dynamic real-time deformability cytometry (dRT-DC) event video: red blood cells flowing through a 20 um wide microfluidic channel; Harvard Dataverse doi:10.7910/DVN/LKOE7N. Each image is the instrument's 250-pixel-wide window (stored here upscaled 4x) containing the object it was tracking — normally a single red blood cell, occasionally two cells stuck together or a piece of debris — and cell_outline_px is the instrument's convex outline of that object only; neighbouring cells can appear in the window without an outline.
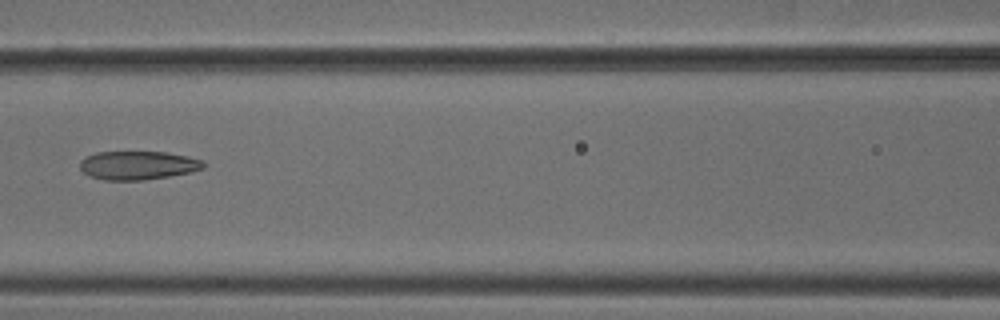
{"species": "common noctule bat (a hibernating species)", "species_latin": "Nyctalus noctula", "temperature_condition": "cold", "stored_images_in_passage": 6, "camera_frame_rate_fps": 3000, "um_per_image_px": 0.085, "animal": {"sex": "male", "body_mass_g": 18.8}, "frame": {"image": 1, "passage_image": 6, "time_ms": 1.667, "image_size_px": [1000, 320], "cell_outline_px": [[204, 168], [192, 172], [144, 180], [104, 180], [88, 176], [80, 168], [80, 160], [84, 156], [96, 152], [168, 152], [188, 156], [204, 160]], "centroid_in_image_um": [11.71, 14.05], "position_along_channel_um": 154.9, "area_um2": 20.81}}